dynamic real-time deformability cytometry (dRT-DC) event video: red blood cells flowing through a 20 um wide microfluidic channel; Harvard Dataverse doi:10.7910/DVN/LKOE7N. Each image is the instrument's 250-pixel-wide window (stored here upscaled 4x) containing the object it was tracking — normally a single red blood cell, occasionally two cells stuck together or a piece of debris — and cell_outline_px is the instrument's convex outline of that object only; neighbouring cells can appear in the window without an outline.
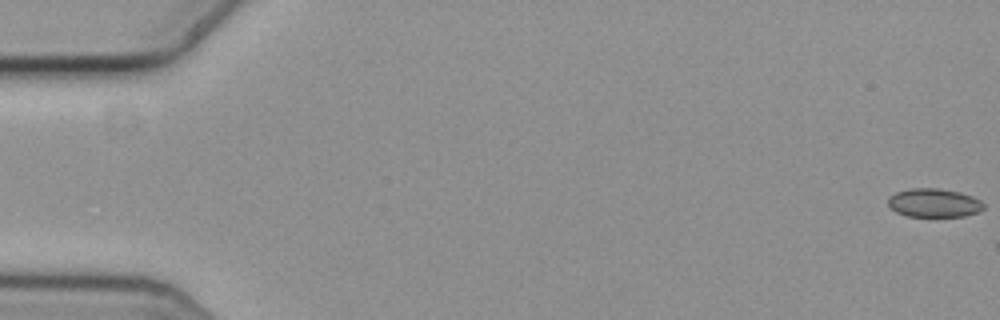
{"species": "common noctule bat (a hibernating species)", "species_latin": "Nyctalus noctula", "temperature_condition": "cold", "stored_images_in_passage": 50, "camera_frame_rate_fps": 3000, "um_per_image_px": 0.085, "animal": {"sex": "female", "body_mass_g": 19.3, "forearm_length_mm": 54.1}, "frame": {"image": 1, "passage_image": 1, "time_ms": 0.0, "image_size_px": [1000, 320], "cell_outline_px": [[984, 208], [980, 212], [964, 216], [908, 216], [896, 212], [888, 204], [888, 196], [896, 192], [908, 188], [940, 188], [960, 192], [972, 196], [980, 200], [984, 204]], "centroid_in_image_um": [79.39, 17.23], "position_along_channel_um": 5.6, "area_um2": 16.07}}
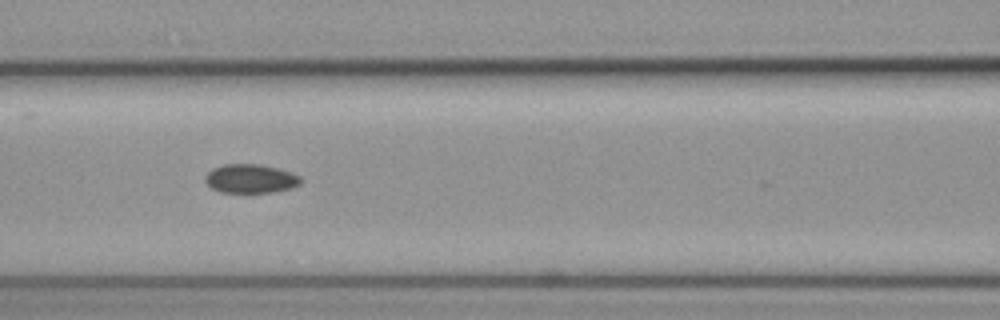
{"frame": {"image": 2, "passage_image": 26, "time_ms": 8.333, "image_size_px": [1000, 320], "cell_outline_px": [[300, 184], [292, 188], [272, 192], [220, 192], [212, 188], [204, 180], [204, 176], [212, 168], [224, 164], [260, 164], [280, 168], [292, 172], [300, 176]], "centroid_in_image_um": [21.3, 15.17], "position_along_channel_um": 145.3, "area_um2": 16.18}}
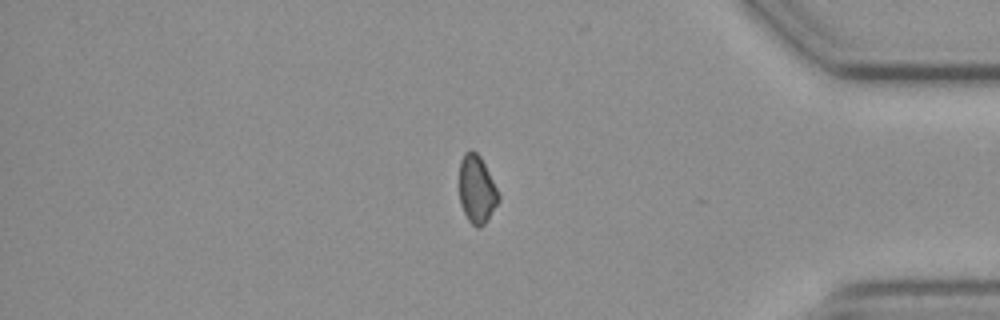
{"frame": {"image": 3, "passage_image": 49, "time_ms": 16.0, "image_size_px": [1000, 320], "cell_outline_px": [[500, 200], [484, 224], [480, 228], [476, 228], [468, 220], [460, 204], [460, 160], [464, 152], [472, 148], [480, 156], [500, 196]], "centroid_in_image_um": [40.51, 16.09], "position_along_channel_um": 394.7, "area_um2": 15.43}}